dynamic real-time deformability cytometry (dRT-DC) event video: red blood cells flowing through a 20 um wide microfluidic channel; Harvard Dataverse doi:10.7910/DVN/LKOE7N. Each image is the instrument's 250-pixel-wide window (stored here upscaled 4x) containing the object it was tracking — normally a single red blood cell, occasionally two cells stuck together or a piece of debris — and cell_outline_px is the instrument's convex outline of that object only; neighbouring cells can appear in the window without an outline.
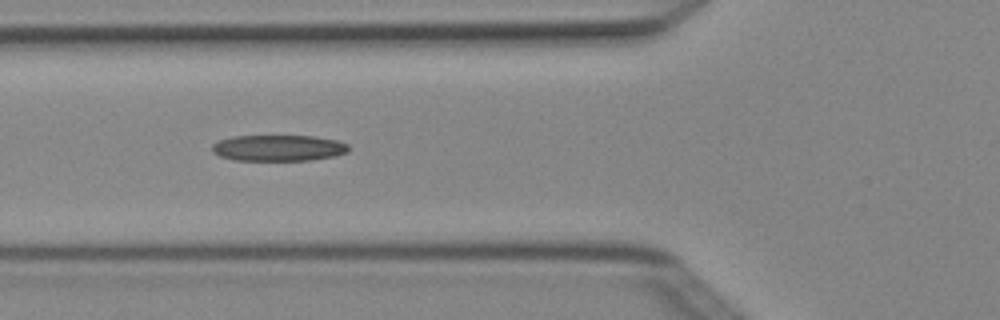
{"species": "Egyptian fruit bat (a non-hibernating species)", "species_latin": "Rousettus aegyptiacus", "temperature_condition": "cold", "stored_images_in_passage": 8, "camera_frame_rate_fps": 3000, "um_per_image_px": 0.085, "animal": {"sex": "female"}, "frame": {"image": 1, "passage_image": 5, "time_ms": 1.333, "image_size_px": [1000, 320], "cell_outline_px": [[348, 152], [336, 156], [312, 160], [232, 160], [220, 156], [212, 152], [212, 144], [220, 140], [232, 136], [316, 136], [336, 140], [348, 144]], "centroid_in_image_um": [23.67, 12.58], "position_along_channel_um": 102.1, "area_um2": 20.87}}
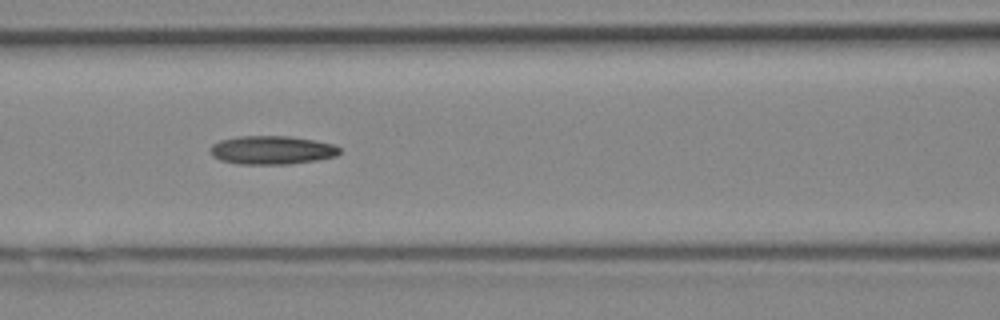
{"frame": {"image": 2, "passage_image": 6, "time_ms": 1.667, "image_size_px": [1000, 320], "cell_outline_px": [[340, 152], [336, 156], [316, 160], [288, 164], [240, 164], [220, 160], [212, 156], [212, 144], [220, 140], [240, 136], [288, 136], [312, 140], [332, 144], [340, 148]], "centroid_in_image_um": [23.1, 12.76], "position_along_channel_um": 143.5, "area_um2": 21.27}}
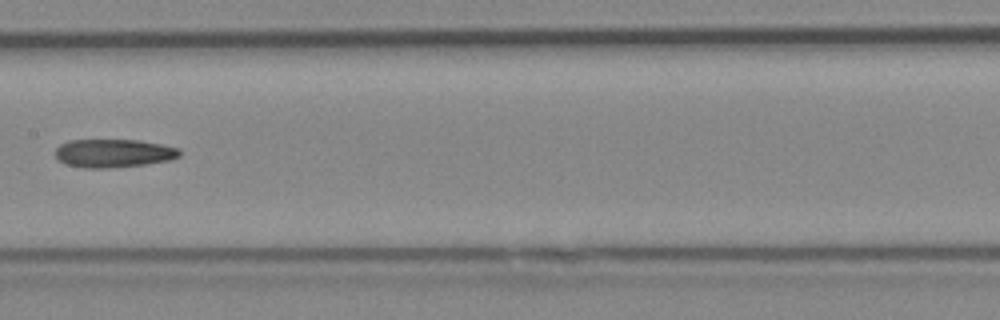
{"frame": {"image": 3, "passage_image": 7, "time_ms": 2.0, "image_size_px": [1000, 320], "cell_outline_px": [[180, 156], [168, 160], [144, 164], [108, 168], [84, 168], [64, 164], [56, 156], [56, 148], [60, 144], [68, 140], [140, 140], [180, 148]], "centroid_in_image_um": [9.63, 13.02], "position_along_channel_um": 197.8, "area_um2": 20.46}}